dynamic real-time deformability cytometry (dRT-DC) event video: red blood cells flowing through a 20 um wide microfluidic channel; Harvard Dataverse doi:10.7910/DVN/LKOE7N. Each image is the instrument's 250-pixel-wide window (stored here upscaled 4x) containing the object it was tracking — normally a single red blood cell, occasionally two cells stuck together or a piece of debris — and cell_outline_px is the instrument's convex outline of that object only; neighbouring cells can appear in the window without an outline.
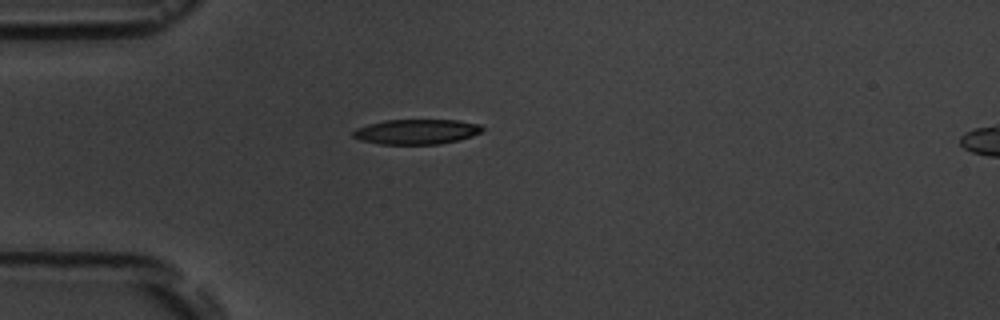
{"species": "common noctule bat (a hibernating species)", "species_latin": "Nyctalus noctula", "temperature_condition": "room temperature", "stored_images_in_passage": 6, "camera_frame_rate_fps": 3000, "um_per_image_px": 0.085, "animal": {"sex": "male", "body_mass_g": 19.5, "forearm_length_mm": 54.6}, "frame": {"image": 1, "passage_image": 6, "time_ms": 6.333, "image_size_px": [1000, 320], "cell_outline_px": [[484, 128], [480, 132], [472, 136], [460, 140], [440, 144], [380, 144], [360, 140], [352, 136], [352, 132], [356, 128], [368, 124], [384, 120], [456, 120], [480, 124]], "centroid_in_image_um": [35.39, 11.2], "position_along_channel_um": 49.6, "area_um2": 18.9}}